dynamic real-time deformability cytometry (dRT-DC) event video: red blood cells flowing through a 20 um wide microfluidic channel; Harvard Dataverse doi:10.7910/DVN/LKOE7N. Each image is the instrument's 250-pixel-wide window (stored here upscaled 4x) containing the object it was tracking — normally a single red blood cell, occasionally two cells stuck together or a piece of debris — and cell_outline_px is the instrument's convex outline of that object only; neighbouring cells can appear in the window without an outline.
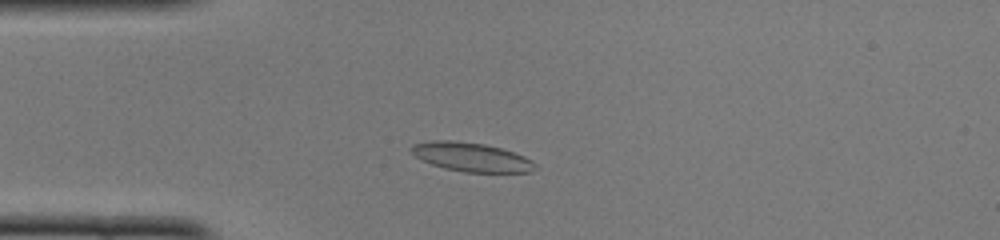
{"species": "common noctule bat (a hibernating species)", "species_latin": "Nyctalus noctula", "temperature_condition": "cold", "stored_images_in_passage": 44, "camera_frame_rate_fps": 3000, "um_per_image_px": 0.085, "animal": {"sex": "female", "body_mass_g": 22.0, "forearm_length_mm": 56.7}, "frame": {"image": 1, "passage_image": 8, "time_ms": 2.333, "image_size_px": [1000, 240], "cell_outline_px": [[536, 168], [532, 172], [464, 172], [444, 168], [432, 164], [416, 156], [412, 152], [412, 148], [416, 144], [432, 140], [452, 140], [484, 144], [500, 148], [524, 156], [532, 160], [536, 164]], "centroid_in_image_um": [40.11, 13.36], "position_along_channel_um": 44.9, "area_um2": 20.58}}
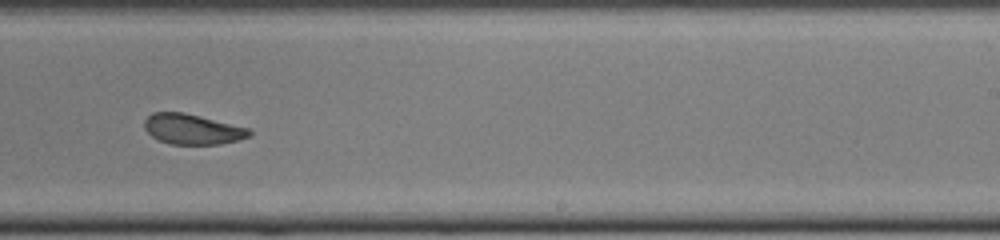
{"frame": {"image": 2, "passage_image": 26, "time_ms": 8.333, "image_size_px": [1000, 240], "cell_outline_px": [[252, 136], [240, 140], [220, 144], [172, 144], [160, 140], [152, 136], [144, 128], [144, 120], [152, 112], [184, 112], [248, 128], [252, 132]], "centroid_in_image_um": [16.36, 10.98], "position_along_channel_um": 272.6, "area_um2": 18.5}}
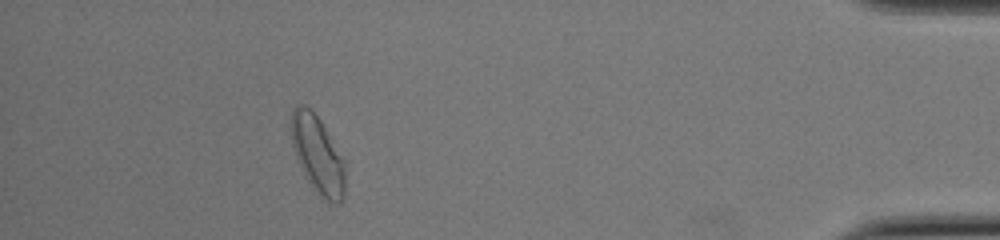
{"frame": {"image": 3, "passage_image": 40, "time_ms": 13.0, "image_size_px": [1000, 240], "cell_outline_px": [[344, 196], [340, 204], [328, 204], [320, 200], [312, 188], [296, 156], [292, 144], [292, 112], [296, 104], [304, 104], [320, 120], [344, 160]], "centroid_in_image_um": [27.02, 13.24], "position_along_channel_um": 408.2, "area_um2": 24.22}, "authors_computed_cell_mechanics": {"area_um2": 20.2011, "velocity_mm_per_s": 4.0649, "shape_relaxation_time_tau1_ms": 10.2917, "shape_relaxation_time_tau2_ms": 2.7457, "deformation_change_tau1": 0.1847, "deformation_change_tau2": 0.0726}}